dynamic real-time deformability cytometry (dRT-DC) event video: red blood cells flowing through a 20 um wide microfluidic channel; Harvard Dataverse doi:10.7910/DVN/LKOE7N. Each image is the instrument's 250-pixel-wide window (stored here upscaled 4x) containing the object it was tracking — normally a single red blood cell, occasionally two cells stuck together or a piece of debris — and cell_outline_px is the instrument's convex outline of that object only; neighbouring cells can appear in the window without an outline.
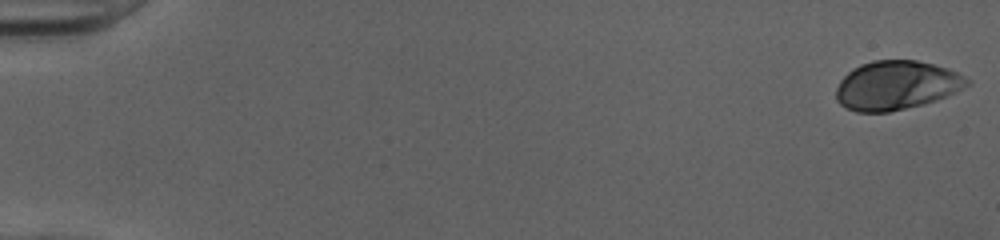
{"species": "human", "species_latin": "Homo sapiens", "temperature_condition": "cold", "stored_images_in_passage": 51, "camera_frame_rate_fps": 3000, "um_per_image_px": 0.085, "donor": {"sex": "female"}, "frame": {"image": 1, "passage_image": 1, "time_ms": 0.0, "image_size_px": [1000, 240], "cell_outline_px": [[972, 84], [936, 100], [924, 104], [888, 112], [856, 112], [840, 104], [836, 100], [836, 88], [840, 80], [852, 68], [860, 64], [872, 60], [916, 60], [948, 68], [964, 76]], "centroid_in_image_um": [76.17, 7.25], "position_along_channel_um": 8.8, "area_um2": 37.34}}
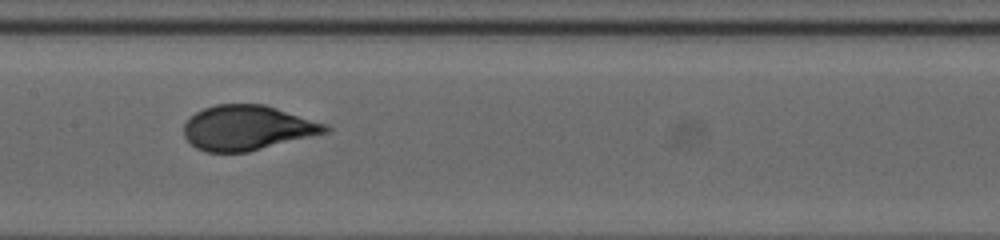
{"frame": {"image": 2, "passage_image": 27, "time_ms": 8.667, "image_size_px": [1000, 240], "cell_outline_px": [[332, 128], [328, 132], [248, 152], [204, 152], [196, 148], [184, 136], [184, 124], [196, 112], [204, 108], [216, 104], [264, 104], [328, 124]], "centroid_in_image_um": [21.04, 10.86], "position_along_channel_um": 186.4, "area_um2": 36.93}}
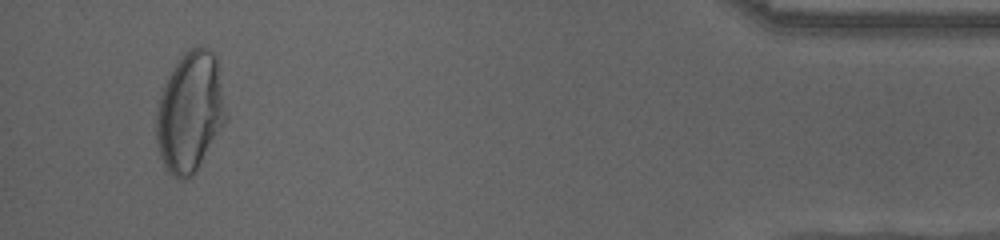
{"frame": {"image": 3, "passage_image": 49, "time_ms": 16.0, "image_size_px": [1000, 240], "cell_outline_px": [[228, 120], [196, 172], [192, 176], [184, 180], [176, 180], [168, 172], [160, 156], [156, 144], [156, 112], [160, 96], [164, 84], [168, 76], [184, 52], [188, 48], [196, 44], [208, 48], [216, 56], [228, 112]], "centroid_in_image_um": [16.18, 9.54], "position_along_channel_um": 419.0, "area_um2": 49.77}, "authors_computed_cell_mechanics": {"area_um2": 37.3388, "velocity_mm_per_s": 4.0379, "shape_relaxation_time_tau1_ms": 4.5087, "shape_relaxation_time_tau2_ms": null, "deformation_change_tau1": 0.1978, "deformation_change_tau2": null}}